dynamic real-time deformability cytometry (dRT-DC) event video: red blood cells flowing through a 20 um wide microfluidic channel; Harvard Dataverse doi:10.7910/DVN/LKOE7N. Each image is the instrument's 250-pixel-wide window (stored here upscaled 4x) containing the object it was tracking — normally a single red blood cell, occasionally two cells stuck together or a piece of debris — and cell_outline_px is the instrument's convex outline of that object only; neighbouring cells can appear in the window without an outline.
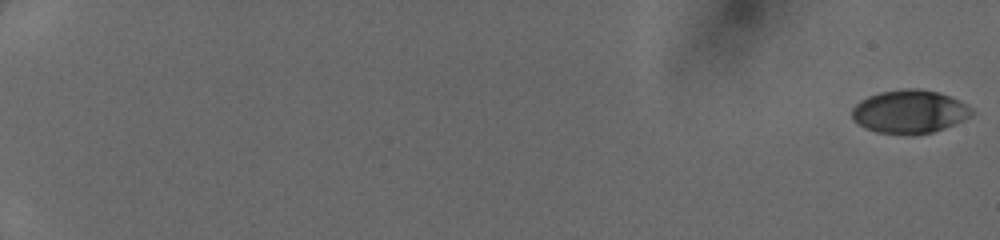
{"species": "human", "species_latin": "Homo sapiens", "temperature_condition": "cold", "stored_images_in_passage": 51, "camera_frame_rate_fps": 3000, "um_per_image_px": 0.085, "donor": {"sex": "female"}, "frame": {"image": 1, "passage_image": 1, "time_ms": 0.0, "image_size_px": [1000, 240], "cell_outline_px": [[972, 116], [964, 120], [944, 128], [932, 132], [876, 132], [864, 128], [852, 116], [852, 108], [860, 100], [868, 96], [880, 92], [904, 88], [916, 88], [940, 92], [972, 108]], "centroid_in_image_um": [77.3, 9.45], "position_along_channel_um": 7.7, "area_um2": 29.48}}
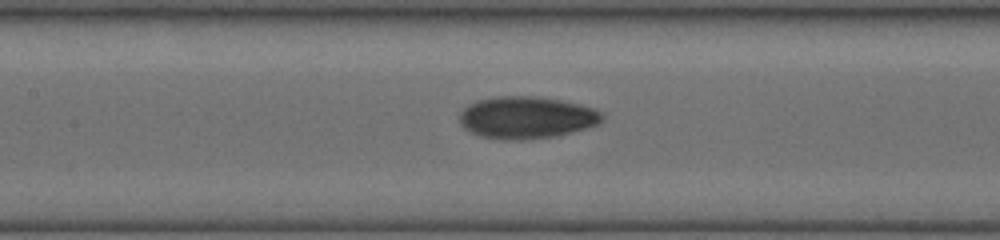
{"frame": {"image": 2, "passage_image": 28, "time_ms": 9.0, "image_size_px": [1000, 240], "cell_outline_px": [[604, 120], [596, 124], [584, 128], [556, 136], [520, 140], [480, 136], [464, 128], [460, 124], [460, 112], [468, 104], [476, 100], [500, 96], [540, 96], [580, 104], [592, 108], [600, 112], [604, 116]], "centroid_in_image_um": [44.74, 9.97], "position_along_channel_um": 162.7, "area_um2": 34.74}}
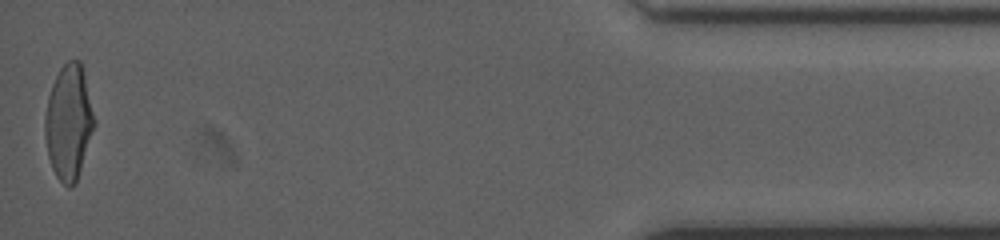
{"frame": {"image": 3, "passage_image": 51, "time_ms": 16.667, "image_size_px": [1000, 240], "cell_outline_px": [[96, 124], [76, 184], [72, 188], [68, 188], [56, 176], [52, 168], [48, 156], [44, 136], [44, 116], [48, 96], [52, 84], [60, 68], [68, 60], [80, 60], [96, 120]], "centroid_in_image_um": [5.84, 10.42], "position_along_channel_um": 429.4, "area_um2": 33.35}}